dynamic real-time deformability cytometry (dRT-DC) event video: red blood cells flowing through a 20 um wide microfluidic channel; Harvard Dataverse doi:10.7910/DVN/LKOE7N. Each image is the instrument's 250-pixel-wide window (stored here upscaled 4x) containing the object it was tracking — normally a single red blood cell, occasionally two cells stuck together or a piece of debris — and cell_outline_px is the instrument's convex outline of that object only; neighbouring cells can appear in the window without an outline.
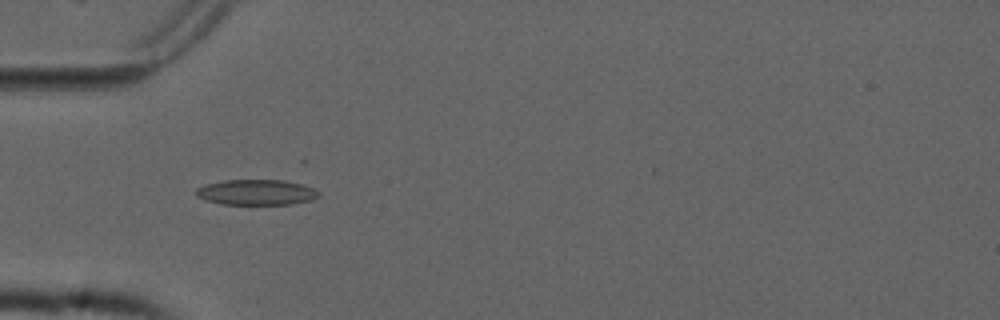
{"species": "common noctule bat (a hibernating species)", "species_latin": "Nyctalus noctula", "temperature_condition": "cold", "stored_images_in_passage": 41, "camera_frame_rate_fps": 3000, "um_per_image_px": 0.085, "animal": {"sex": "male", "forearm_length_mm": 52.5}, "frame": {"image": 1, "passage_image": 4, "time_ms": 1.0, "image_size_px": [1000, 320], "cell_outline_px": [[320, 196], [312, 200], [292, 204], [220, 204], [204, 200], [196, 196], [196, 188], [204, 184], [224, 180], [284, 180], [300, 184], [312, 188], [320, 192]], "centroid_in_image_um": [21.76, 16.35], "position_along_channel_um": 63.2, "area_um2": 18.32}}
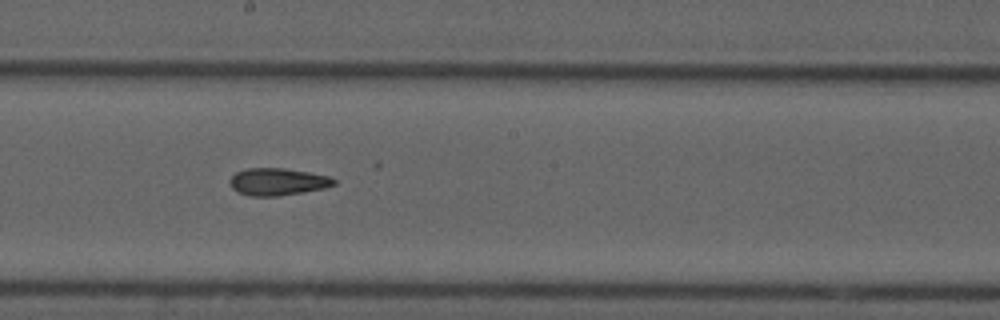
{"frame": {"image": 2, "passage_image": 17, "time_ms": 5.333, "image_size_px": [1000, 320], "cell_outline_px": [[336, 184], [324, 188], [304, 192], [280, 196], [248, 196], [232, 188], [228, 180], [236, 172], [248, 168], [284, 168], [308, 172], [328, 176], [336, 180]], "centroid_in_image_um": [23.59, 15.45], "position_along_channel_um": 224.6, "area_um2": 16.53}}
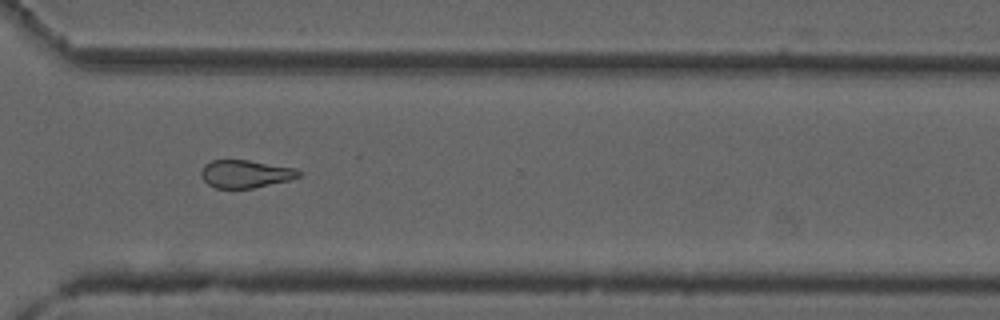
{"frame": {"image": 3, "passage_image": 27, "time_ms": 8.667, "image_size_px": [1000, 320], "cell_outline_px": [[304, 172], [300, 176], [292, 180], [252, 188], [216, 188], [208, 184], [200, 176], [200, 172], [204, 164], [212, 160], [248, 160], [296, 168]], "centroid_in_image_um": [20.89, 14.78], "position_along_channel_um": 349.7, "area_um2": 16.01}, "authors_computed_cell_mechanics": {"area_um2": 16.762, "velocity_mm_per_s": 3.7577, "shape_relaxation_time_tau1_ms": 9.2971, "shape_relaxation_time_tau2_ms": 5.3452, "deformation_change_tau1": 0.1732, "deformation_change_tau2": 0.1292}}